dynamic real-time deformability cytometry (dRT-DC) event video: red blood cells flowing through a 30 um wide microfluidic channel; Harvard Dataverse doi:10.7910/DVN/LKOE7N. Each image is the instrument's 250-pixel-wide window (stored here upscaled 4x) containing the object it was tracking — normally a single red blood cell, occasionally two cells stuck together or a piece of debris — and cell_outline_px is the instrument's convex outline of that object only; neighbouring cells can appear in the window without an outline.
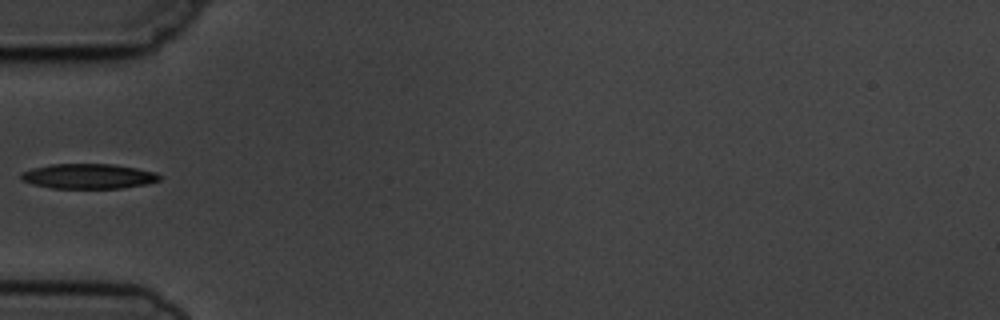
{"species": "common noctule bat (a hibernating species)", "species_latin": "Nyctalus noctula", "temperature_condition": "cold", "stored_images_in_passage": 6, "camera_frame_rate_fps": 3000, "um_per_image_px": 0.085, "animal": {"sex": "male", "body_mass_g": 19.5, "forearm_length_mm": 54.6}, "frame": {"image": 1, "passage_image": 5, "time_ms": 5.0, "image_size_px": [1000, 320], "cell_outline_px": [[160, 180], [148, 184], [120, 188], [52, 188], [32, 184], [24, 180], [20, 176], [20, 172], [32, 168], [52, 164], [112, 164], [136, 168], [156, 172], [160, 176]], "centroid_in_image_um": [7.52, 14.98], "position_along_channel_um": 77.5, "area_um2": 20.11}}
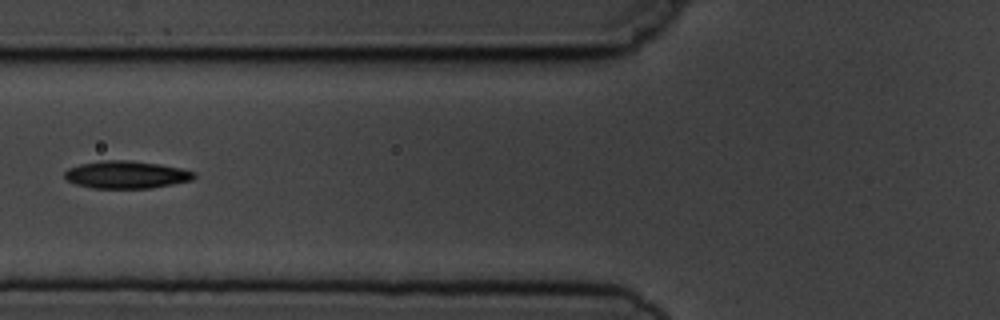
{"frame": {"image": 2, "passage_image": 6, "time_ms": 6.0, "image_size_px": [1000, 320], "cell_outline_px": [[196, 176], [192, 180], [152, 188], [92, 188], [76, 184], [68, 180], [64, 176], [64, 172], [68, 168], [80, 164], [104, 160], [128, 160], [160, 164], [180, 168], [196, 172]], "centroid_in_image_um": [10.75, 14.84], "position_along_channel_um": 115.1, "area_um2": 20.75}}